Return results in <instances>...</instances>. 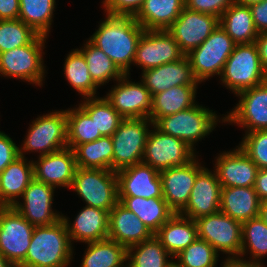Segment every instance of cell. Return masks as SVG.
<instances>
[{"label":"cell","instance_id":"cell-9","mask_svg":"<svg viewBox=\"0 0 267 267\" xmlns=\"http://www.w3.org/2000/svg\"><path fill=\"white\" fill-rule=\"evenodd\" d=\"M153 125L149 118L122 120L111 136L114 147L113 171L142 163L149 128Z\"/></svg>","mask_w":267,"mask_h":267},{"label":"cell","instance_id":"cell-30","mask_svg":"<svg viewBox=\"0 0 267 267\" xmlns=\"http://www.w3.org/2000/svg\"><path fill=\"white\" fill-rule=\"evenodd\" d=\"M198 85L174 86L152 96L149 119L155 124L161 117L194 106Z\"/></svg>","mask_w":267,"mask_h":267},{"label":"cell","instance_id":"cell-24","mask_svg":"<svg viewBox=\"0 0 267 267\" xmlns=\"http://www.w3.org/2000/svg\"><path fill=\"white\" fill-rule=\"evenodd\" d=\"M61 215L72 244L74 240L76 242L88 243L108 238V211L85 205L77 214L73 223H70L69 218L62 213Z\"/></svg>","mask_w":267,"mask_h":267},{"label":"cell","instance_id":"cell-1","mask_svg":"<svg viewBox=\"0 0 267 267\" xmlns=\"http://www.w3.org/2000/svg\"><path fill=\"white\" fill-rule=\"evenodd\" d=\"M105 16L88 40L109 56L124 75H130L137 43L145 29L136 22L134 16Z\"/></svg>","mask_w":267,"mask_h":267},{"label":"cell","instance_id":"cell-38","mask_svg":"<svg viewBox=\"0 0 267 267\" xmlns=\"http://www.w3.org/2000/svg\"><path fill=\"white\" fill-rule=\"evenodd\" d=\"M78 104L94 121L97 132L112 136L124 119L105 97H88Z\"/></svg>","mask_w":267,"mask_h":267},{"label":"cell","instance_id":"cell-45","mask_svg":"<svg viewBox=\"0 0 267 267\" xmlns=\"http://www.w3.org/2000/svg\"><path fill=\"white\" fill-rule=\"evenodd\" d=\"M234 0H185V7L200 13L210 14L220 19Z\"/></svg>","mask_w":267,"mask_h":267},{"label":"cell","instance_id":"cell-12","mask_svg":"<svg viewBox=\"0 0 267 267\" xmlns=\"http://www.w3.org/2000/svg\"><path fill=\"white\" fill-rule=\"evenodd\" d=\"M34 228L14 207H0V252L10 263L25 260Z\"/></svg>","mask_w":267,"mask_h":267},{"label":"cell","instance_id":"cell-18","mask_svg":"<svg viewBox=\"0 0 267 267\" xmlns=\"http://www.w3.org/2000/svg\"><path fill=\"white\" fill-rule=\"evenodd\" d=\"M197 159L198 155L183 166L160 171L163 198L175 213L186 207L197 175L205 168Z\"/></svg>","mask_w":267,"mask_h":267},{"label":"cell","instance_id":"cell-31","mask_svg":"<svg viewBox=\"0 0 267 267\" xmlns=\"http://www.w3.org/2000/svg\"><path fill=\"white\" fill-rule=\"evenodd\" d=\"M119 203L134 212L153 234L175 214L164 198L119 197Z\"/></svg>","mask_w":267,"mask_h":267},{"label":"cell","instance_id":"cell-40","mask_svg":"<svg viewBox=\"0 0 267 267\" xmlns=\"http://www.w3.org/2000/svg\"><path fill=\"white\" fill-rule=\"evenodd\" d=\"M248 252L251 256L249 260L259 264H262V257L267 255V224L260 217L242 223L240 257L244 258Z\"/></svg>","mask_w":267,"mask_h":267},{"label":"cell","instance_id":"cell-19","mask_svg":"<svg viewBox=\"0 0 267 267\" xmlns=\"http://www.w3.org/2000/svg\"><path fill=\"white\" fill-rule=\"evenodd\" d=\"M118 197L163 198L160 172L144 163L116 171Z\"/></svg>","mask_w":267,"mask_h":267},{"label":"cell","instance_id":"cell-21","mask_svg":"<svg viewBox=\"0 0 267 267\" xmlns=\"http://www.w3.org/2000/svg\"><path fill=\"white\" fill-rule=\"evenodd\" d=\"M238 147V148H237ZM215 158V168L221 187H254L257 165L237 146Z\"/></svg>","mask_w":267,"mask_h":267},{"label":"cell","instance_id":"cell-26","mask_svg":"<svg viewBox=\"0 0 267 267\" xmlns=\"http://www.w3.org/2000/svg\"><path fill=\"white\" fill-rule=\"evenodd\" d=\"M33 179L32 160L19 156L11 162L0 173V207H13Z\"/></svg>","mask_w":267,"mask_h":267},{"label":"cell","instance_id":"cell-4","mask_svg":"<svg viewBox=\"0 0 267 267\" xmlns=\"http://www.w3.org/2000/svg\"><path fill=\"white\" fill-rule=\"evenodd\" d=\"M223 86L235 95L267 81L255 43L236 44L220 76Z\"/></svg>","mask_w":267,"mask_h":267},{"label":"cell","instance_id":"cell-25","mask_svg":"<svg viewBox=\"0 0 267 267\" xmlns=\"http://www.w3.org/2000/svg\"><path fill=\"white\" fill-rule=\"evenodd\" d=\"M153 236L154 234L137 215L119 202L109 212V239L129 248Z\"/></svg>","mask_w":267,"mask_h":267},{"label":"cell","instance_id":"cell-20","mask_svg":"<svg viewBox=\"0 0 267 267\" xmlns=\"http://www.w3.org/2000/svg\"><path fill=\"white\" fill-rule=\"evenodd\" d=\"M34 179L56 187L71 188L77 164L72 148L42 155L33 161Z\"/></svg>","mask_w":267,"mask_h":267},{"label":"cell","instance_id":"cell-55","mask_svg":"<svg viewBox=\"0 0 267 267\" xmlns=\"http://www.w3.org/2000/svg\"><path fill=\"white\" fill-rule=\"evenodd\" d=\"M10 262L0 252V267H9Z\"/></svg>","mask_w":267,"mask_h":267},{"label":"cell","instance_id":"cell-33","mask_svg":"<svg viewBox=\"0 0 267 267\" xmlns=\"http://www.w3.org/2000/svg\"><path fill=\"white\" fill-rule=\"evenodd\" d=\"M80 267H122L127 264V248L109 238L88 242Z\"/></svg>","mask_w":267,"mask_h":267},{"label":"cell","instance_id":"cell-28","mask_svg":"<svg viewBox=\"0 0 267 267\" xmlns=\"http://www.w3.org/2000/svg\"><path fill=\"white\" fill-rule=\"evenodd\" d=\"M154 236L174 258L198 238L195 220L175 213Z\"/></svg>","mask_w":267,"mask_h":267},{"label":"cell","instance_id":"cell-52","mask_svg":"<svg viewBox=\"0 0 267 267\" xmlns=\"http://www.w3.org/2000/svg\"><path fill=\"white\" fill-rule=\"evenodd\" d=\"M225 261L222 262V267H263V264L246 260L240 256L225 257Z\"/></svg>","mask_w":267,"mask_h":267},{"label":"cell","instance_id":"cell-41","mask_svg":"<svg viewBox=\"0 0 267 267\" xmlns=\"http://www.w3.org/2000/svg\"><path fill=\"white\" fill-rule=\"evenodd\" d=\"M66 116L69 148L74 150L80 144L93 142L102 137L100 132H97L92 118L79 105L77 108H68Z\"/></svg>","mask_w":267,"mask_h":267},{"label":"cell","instance_id":"cell-14","mask_svg":"<svg viewBox=\"0 0 267 267\" xmlns=\"http://www.w3.org/2000/svg\"><path fill=\"white\" fill-rule=\"evenodd\" d=\"M236 96L240 98L239 103L225 115L224 123L237 124L245 128V133L267 130V81Z\"/></svg>","mask_w":267,"mask_h":267},{"label":"cell","instance_id":"cell-37","mask_svg":"<svg viewBox=\"0 0 267 267\" xmlns=\"http://www.w3.org/2000/svg\"><path fill=\"white\" fill-rule=\"evenodd\" d=\"M64 76L69 84L83 97H95L99 86L92 80L86 60L78 49L67 55L64 64Z\"/></svg>","mask_w":267,"mask_h":267},{"label":"cell","instance_id":"cell-15","mask_svg":"<svg viewBox=\"0 0 267 267\" xmlns=\"http://www.w3.org/2000/svg\"><path fill=\"white\" fill-rule=\"evenodd\" d=\"M125 74L106 95L112 107L124 118H149L152 107L150 91L142 82H132Z\"/></svg>","mask_w":267,"mask_h":267},{"label":"cell","instance_id":"cell-27","mask_svg":"<svg viewBox=\"0 0 267 267\" xmlns=\"http://www.w3.org/2000/svg\"><path fill=\"white\" fill-rule=\"evenodd\" d=\"M260 202L254 187H221L220 211L240 223L259 217Z\"/></svg>","mask_w":267,"mask_h":267},{"label":"cell","instance_id":"cell-5","mask_svg":"<svg viewBox=\"0 0 267 267\" xmlns=\"http://www.w3.org/2000/svg\"><path fill=\"white\" fill-rule=\"evenodd\" d=\"M66 147H68L66 110H55L32 121L21 147H18V154L25 157L24 154L31 151L38 152L39 156H42Z\"/></svg>","mask_w":267,"mask_h":267},{"label":"cell","instance_id":"cell-3","mask_svg":"<svg viewBox=\"0 0 267 267\" xmlns=\"http://www.w3.org/2000/svg\"><path fill=\"white\" fill-rule=\"evenodd\" d=\"M220 117L202 105L179 111L175 114L161 117L154 125L163 133L183 140L195 151L194 144L201 141L215 129Z\"/></svg>","mask_w":267,"mask_h":267},{"label":"cell","instance_id":"cell-51","mask_svg":"<svg viewBox=\"0 0 267 267\" xmlns=\"http://www.w3.org/2000/svg\"><path fill=\"white\" fill-rule=\"evenodd\" d=\"M255 44L258 49L261 65L267 73V32L259 33L255 39Z\"/></svg>","mask_w":267,"mask_h":267},{"label":"cell","instance_id":"cell-34","mask_svg":"<svg viewBox=\"0 0 267 267\" xmlns=\"http://www.w3.org/2000/svg\"><path fill=\"white\" fill-rule=\"evenodd\" d=\"M113 142L111 136H102L74 149L77 167L113 170Z\"/></svg>","mask_w":267,"mask_h":267},{"label":"cell","instance_id":"cell-44","mask_svg":"<svg viewBox=\"0 0 267 267\" xmlns=\"http://www.w3.org/2000/svg\"><path fill=\"white\" fill-rule=\"evenodd\" d=\"M238 146L259 169L267 168V130L245 133Z\"/></svg>","mask_w":267,"mask_h":267},{"label":"cell","instance_id":"cell-32","mask_svg":"<svg viewBox=\"0 0 267 267\" xmlns=\"http://www.w3.org/2000/svg\"><path fill=\"white\" fill-rule=\"evenodd\" d=\"M219 24L236 44L255 43L259 34L249 6L236 2L221 15Z\"/></svg>","mask_w":267,"mask_h":267},{"label":"cell","instance_id":"cell-43","mask_svg":"<svg viewBox=\"0 0 267 267\" xmlns=\"http://www.w3.org/2000/svg\"><path fill=\"white\" fill-rule=\"evenodd\" d=\"M37 35L20 19L0 20V53L25 46Z\"/></svg>","mask_w":267,"mask_h":267},{"label":"cell","instance_id":"cell-2","mask_svg":"<svg viewBox=\"0 0 267 267\" xmlns=\"http://www.w3.org/2000/svg\"><path fill=\"white\" fill-rule=\"evenodd\" d=\"M73 246L62 219L52 225L35 226L25 260L27 267H67Z\"/></svg>","mask_w":267,"mask_h":267},{"label":"cell","instance_id":"cell-22","mask_svg":"<svg viewBox=\"0 0 267 267\" xmlns=\"http://www.w3.org/2000/svg\"><path fill=\"white\" fill-rule=\"evenodd\" d=\"M220 199L221 184L216 172L204 168L197 175L188 204L180 214L193 220L215 214L220 211Z\"/></svg>","mask_w":267,"mask_h":267},{"label":"cell","instance_id":"cell-29","mask_svg":"<svg viewBox=\"0 0 267 267\" xmlns=\"http://www.w3.org/2000/svg\"><path fill=\"white\" fill-rule=\"evenodd\" d=\"M184 7L185 0H144L134 18L145 30H167Z\"/></svg>","mask_w":267,"mask_h":267},{"label":"cell","instance_id":"cell-13","mask_svg":"<svg viewBox=\"0 0 267 267\" xmlns=\"http://www.w3.org/2000/svg\"><path fill=\"white\" fill-rule=\"evenodd\" d=\"M185 54L167 30H144L134 59L142 71L182 59Z\"/></svg>","mask_w":267,"mask_h":267},{"label":"cell","instance_id":"cell-6","mask_svg":"<svg viewBox=\"0 0 267 267\" xmlns=\"http://www.w3.org/2000/svg\"><path fill=\"white\" fill-rule=\"evenodd\" d=\"M47 36L37 35L29 44L0 53V76L21 79L41 87L45 78L43 55Z\"/></svg>","mask_w":267,"mask_h":267},{"label":"cell","instance_id":"cell-39","mask_svg":"<svg viewBox=\"0 0 267 267\" xmlns=\"http://www.w3.org/2000/svg\"><path fill=\"white\" fill-rule=\"evenodd\" d=\"M56 0H20L19 18L37 34L48 36Z\"/></svg>","mask_w":267,"mask_h":267},{"label":"cell","instance_id":"cell-53","mask_svg":"<svg viewBox=\"0 0 267 267\" xmlns=\"http://www.w3.org/2000/svg\"><path fill=\"white\" fill-rule=\"evenodd\" d=\"M259 217L267 224V199L260 202Z\"/></svg>","mask_w":267,"mask_h":267},{"label":"cell","instance_id":"cell-35","mask_svg":"<svg viewBox=\"0 0 267 267\" xmlns=\"http://www.w3.org/2000/svg\"><path fill=\"white\" fill-rule=\"evenodd\" d=\"M171 257L155 236L127 248L129 267H174Z\"/></svg>","mask_w":267,"mask_h":267},{"label":"cell","instance_id":"cell-46","mask_svg":"<svg viewBox=\"0 0 267 267\" xmlns=\"http://www.w3.org/2000/svg\"><path fill=\"white\" fill-rule=\"evenodd\" d=\"M144 0H103L104 11L109 15L135 16Z\"/></svg>","mask_w":267,"mask_h":267},{"label":"cell","instance_id":"cell-11","mask_svg":"<svg viewBox=\"0 0 267 267\" xmlns=\"http://www.w3.org/2000/svg\"><path fill=\"white\" fill-rule=\"evenodd\" d=\"M198 238L210 244L218 253L228 257L240 256L242 223L221 211L195 220Z\"/></svg>","mask_w":267,"mask_h":267},{"label":"cell","instance_id":"cell-16","mask_svg":"<svg viewBox=\"0 0 267 267\" xmlns=\"http://www.w3.org/2000/svg\"><path fill=\"white\" fill-rule=\"evenodd\" d=\"M55 187L33 179L13 207L33 226H47L59 221V211L52 209Z\"/></svg>","mask_w":267,"mask_h":267},{"label":"cell","instance_id":"cell-10","mask_svg":"<svg viewBox=\"0 0 267 267\" xmlns=\"http://www.w3.org/2000/svg\"><path fill=\"white\" fill-rule=\"evenodd\" d=\"M149 131L142 163L162 171L183 166L195 156V151L183 140L163 133L155 125Z\"/></svg>","mask_w":267,"mask_h":267},{"label":"cell","instance_id":"cell-49","mask_svg":"<svg viewBox=\"0 0 267 267\" xmlns=\"http://www.w3.org/2000/svg\"><path fill=\"white\" fill-rule=\"evenodd\" d=\"M20 0H0V20L19 18Z\"/></svg>","mask_w":267,"mask_h":267},{"label":"cell","instance_id":"cell-8","mask_svg":"<svg viewBox=\"0 0 267 267\" xmlns=\"http://www.w3.org/2000/svg\"><path fill=\"white\" fill-rule=\"evenodd\" d=\"M235 45L225 30L220 25L217 26L200 46L186 55L195 79L202 83L215 75L220 78Z\"/></svg>","mask_w":267,"mask_h":267},{"label":"cell","instance_id":"cell-42","mask_svg":"<svg viewBox=\"0 0 267 267\" xmlns=\"http://www.w3.org/2000/svg\"><path fill=\"white\" fill-rule=\"evenodd\" d=\"M218 257L219 253L210 244L197 238L174 257V267H216Z\"/></svg>","mask_w":267,"mask_h":267},{"label":"cell","instance_id":"cell-56","mask_svg":"<svg viewBox=\"0 0 267 267\" xmlns=\"http://www.w3.org/2000/svg\"><path fill=\"white\" fill-rule=\"evenodd\" d=\"M9 267H27V266L19 263H11Z\"/></svg>","mask_w":267,"mask_h":267},{"label":"cell","instance_id":"cell-48","mask_svg":"<svg viewBox=\"0 0 267 267\" xmlns=\"http://www.w3.org/2000/svg\"><path fill=\"white\" fill-rule=\"evenodd\" d=\"M255 29L258 33L267 32V0L249 6Z\"/></svg>","mask_w":267,"mask_h":267},{"label":"cell","instance_id":"cell-47","mask_svg":"<svg viewBox=\"0 0 267 267\" xmlns=\"http://www.w3.org/2000/svg\"><path fill=\"white\" fill-rule=\"evenodd\" d=\"M18 157V146L16 143L8 134L0 131V173Z\"/></svg>","mask_w":267,"mask_h":267},{"label":"cell","instance_id":"cell-36","mask_svg":"<svg viewBox=\"0 0 267 267\" xmlns=\"http://www.w3.org/2000/svg\"><path fill=\"white\" fill-rule=\"evenodd\" d=\"M83 45L77 49L83 54L91 78L99 87L106 85L111 79L116 81L124 75L109 56L88 39Z\"/></svg>","mask_w":267,"mask_h":267},{"label":"cell","instance_id":"cell-23","mask_svg":"<svg viewBox=\"0 0 267 267\" xmlns=\"http://www.w3.org/2000/svg\"><path fill=\"white\" fill-rule=\"evenodd\" d=\"M141 78L151 96L174 86L200 84L193 75L186 55L178 61L142 71Z\"/></svg>","mask_w":267,"mask_h":267},{"label":"cell","instance_id":"cell-50","mask_svg":"<svg viewBox=\"0 0 267 267\" xmlns=\"http://www.w3.org/2000/svg\"><path fill=\"white\" fill-rule=\"evenodd\" d=\"M254 189L260 201L267 199V168L258 170Z\"/></svg>","mask_w":267,"mask_h":267},{"label":"cell","instance_id":"cell-17","mask_svg":"<svg viewBox=\"0 0 267 267\" xmlns=\"http://www.w3.org/2000/svg\"><path fill=\"white\" fill-rule=\"evenodd\" d=\"M219 25L218 17L184 7L167 31L178 43L181 51L187 55L200 46Z\"/></svg>","mask_w":267,"mask_h":267},{"label":"cell","instance_id":"cell-7","mask_svg":"<svg viewBox=\"0 0 267 267\" xmlns=\"http://www.w3.org/2000/svg\"><path fill=\"white\" fill-rule=\"evenodd\" d=\"M86 206L110 212L119 202L116 171L77 167L71 185Z\"/></svg>","mask_w":267,"mask_h":267},{"label":"cell","instance_id":"cell-54","mask_svg":"<svg viewBox=\"0 0 267 267\" xmlns=\"http://www.w3.org/2000/svg\"><path fill=\"white\" fill-rule=\"evenodd\" d=\"M261 1L263 0H234V2L239 3L241 5H246V6H250L254 3H259Z\"/></svg>","mask_w":267,"mask_h":267}]
</instances>
